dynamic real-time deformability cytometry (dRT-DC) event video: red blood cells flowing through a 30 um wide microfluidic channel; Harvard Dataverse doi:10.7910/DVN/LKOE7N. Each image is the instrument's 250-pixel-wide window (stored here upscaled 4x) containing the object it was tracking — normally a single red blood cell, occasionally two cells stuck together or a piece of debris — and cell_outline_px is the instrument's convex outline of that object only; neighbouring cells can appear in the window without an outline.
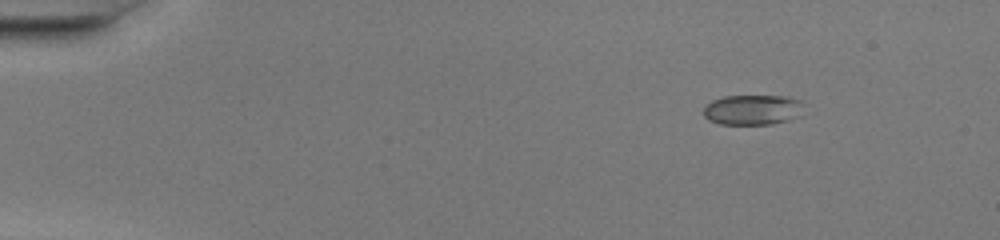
{"species": "common noctule bat (a hibernating species)", "species_latin": "Nyctalus noctula", "temperature_condition": "warm", "stored_images_in_passage": 44, "camera_frame_rate_fps": 3000, "um_per_image_px": 0.085, "animal": {"sex": "female", "body_mass_g": 20.0, "forearm_length_mm": 54.0}, "frame": {"image": 1, "passage_image": 1, "time_ms": 0.0, "image_size_px": [1000, 240], "cell_outline_px": [[804, 116], [772, 124], [720, 124], [708, 120], [704, 116], [704, 108], [712, 100], [724, 96], [788, 96], [800, 100]], "centroid_in_image_um": [64.01, 9.33], "position_along_channel_um": 21.0, "area_um2": 17.8}}
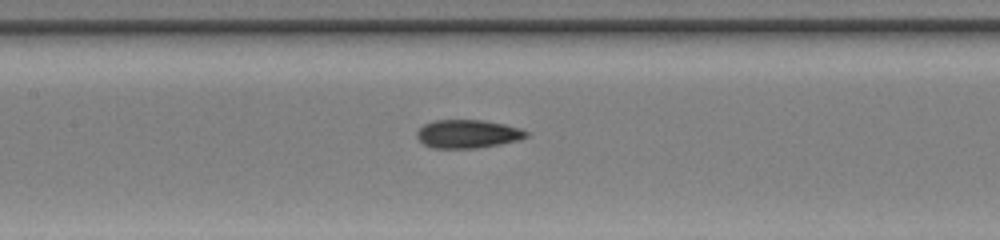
{"frame": {"image": 2, "passage_image": 19, "time_ms": 6.0, "image_size_px": [1000, 240], "cell_outline_px": [[528, 136], [520, 140], [500, 144], [476, 148], [432, 148], [424, 144], [416, 136], [416, 132], [424, 124], [432, 120], [484, 120], [504, 124], [520, 128], [528, 132]], "centroid_in_image_um": [39.76, 11.38], "position_along_channel_um": 167.6, "area_um2": 18.15}}
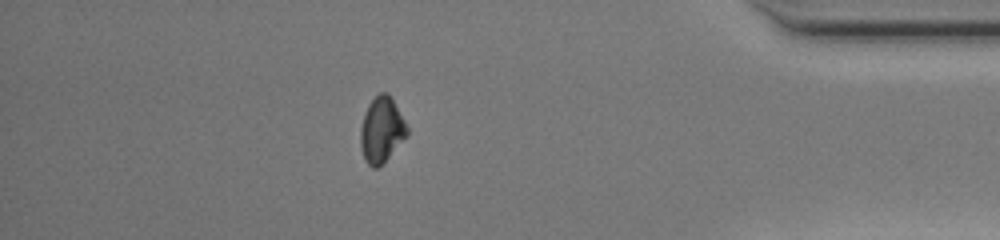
{"frame": {"image": 3, "passage_image": 38, "time_ms": 12.333, "image_size_px": [1000, 240], "cell_outline_px": [[408, 136], [376, 168], [372, 168], [364, 160], [360, 144], [360, 128], [364, 112], [368, 104], [380, 92], [388, 92], [404, 120], [408, 128]], "centroid_in_image_um": [32.42, 11.02], "position_along_channel_um": 402.8, "area_um2": 17.63}, "authors_computed_cell_mechanics": {"area_um2": 17.9758, "velocity_mm_per_s": 4.259, "shape_relaxation_time_tau1_ms": null, "shape_relaxation_time_tau2_ms": 1.0137, "deformation_change_tau1": null, "deformation_change_tau2": 0.0357}}